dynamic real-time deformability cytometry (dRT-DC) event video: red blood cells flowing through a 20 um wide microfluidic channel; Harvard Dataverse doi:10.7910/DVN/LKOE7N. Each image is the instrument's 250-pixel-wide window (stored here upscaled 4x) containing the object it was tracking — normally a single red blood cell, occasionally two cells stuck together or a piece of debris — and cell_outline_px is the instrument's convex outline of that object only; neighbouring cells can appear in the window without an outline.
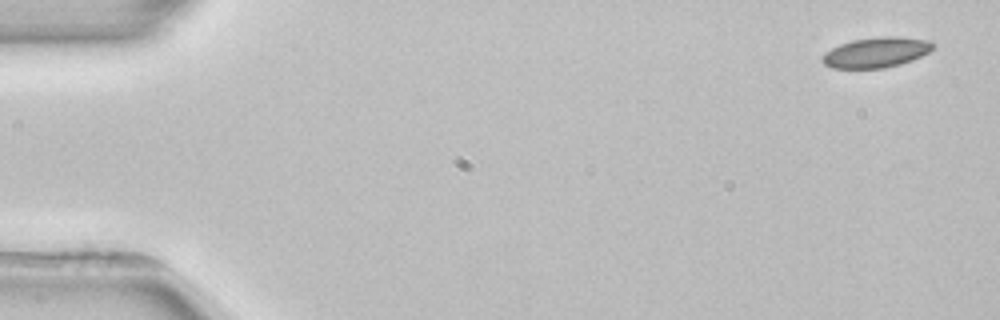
{"species": "common noctule bat (a hibernating species)", "species_latin": "Nyctalus noctula", "temperature_condition": "room temperature", "stored_images_in_passage": 7, "camera_frame_rate_fps": 3000, "um_per_image_px": 0.085, "animal": {"sex": "female", "body_mass_g": 22.7, "forearm_length_mm": 54.2}, "frame": {"image": 1, "passage_image": 1, "time_ms": 0.0, "image_size_px": [1000, 320], "cell_outline_px": [[932, 48], [928, 52], [912, 60], [900, 64], [884, 68], [832, 68], [824, 64], [820, 60], [824, 52], [840, 44], [852, 40], [880, 36], [892, 36], [928, 40], [932, 44]], "centroid_in_image_um": [74.41, 4.46], "position_along_channel_um": 10.6, "area_um2": 19.36}}
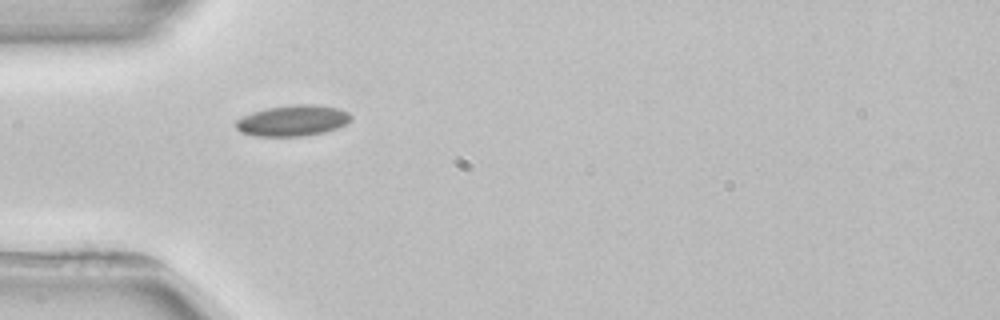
{"frame": {"image": 2, "passage_image": 5, "time_ms": 4.667, "image_size_px": [1000, 320], "cell_outline_px": [[352, 120], [336, 128], [324, 132], [304, 136], [256, 136], [240, 132], [236, 128], [236, 120], [252, 112], [264, 108], [296, 104], [312, 104], [340, 108], [348, 112], [352, 116]], "centroid_in_image_um": [24.89, 10.24], "position_along_channel_um": 60.1, "area_um2": 20.81}}